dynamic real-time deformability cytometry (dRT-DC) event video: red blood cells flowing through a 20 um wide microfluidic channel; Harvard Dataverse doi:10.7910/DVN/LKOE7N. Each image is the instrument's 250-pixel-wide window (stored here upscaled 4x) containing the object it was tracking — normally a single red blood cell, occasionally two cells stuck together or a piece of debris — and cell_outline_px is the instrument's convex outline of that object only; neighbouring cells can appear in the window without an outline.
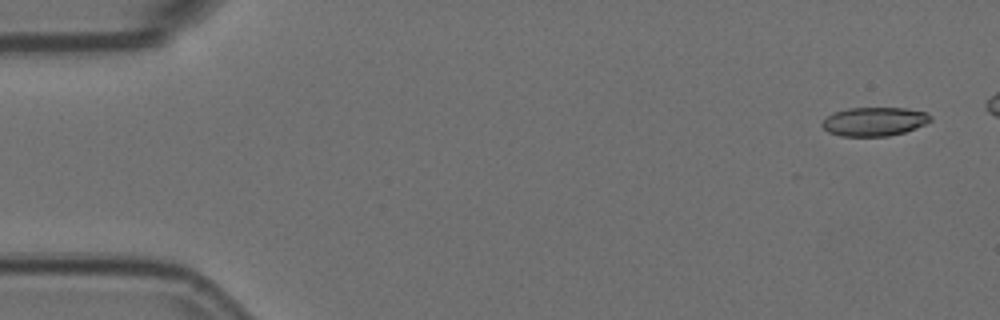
{"species": "Egyptian fruit bat (a non-hibernating species)", "species_latin": "Rousettus aegyptiacus", "temperature_condition": "room temperature", "stored_images_in_passage": 6, "camera_frame_rate_fps": 3000, "um_per_image_px": 0.085, "animal": {"sex": "female"}, "frame": {"image": 1, "passage_image": 1, "time_ms": 0.0, "image_size_px": [1000, 320], "cell_outline_px": [[932, 120], [916, 128], [904, 132], [888, 136], [840, 136], [828, 132], [820, 124], [832, 112], [848, 108], [904, 108], [924, 112], [932, 116]], "centroid_in_image_um": [74.29, 10.33], "position_along_channel_um": 10.7, "area_um2": 18.15}}